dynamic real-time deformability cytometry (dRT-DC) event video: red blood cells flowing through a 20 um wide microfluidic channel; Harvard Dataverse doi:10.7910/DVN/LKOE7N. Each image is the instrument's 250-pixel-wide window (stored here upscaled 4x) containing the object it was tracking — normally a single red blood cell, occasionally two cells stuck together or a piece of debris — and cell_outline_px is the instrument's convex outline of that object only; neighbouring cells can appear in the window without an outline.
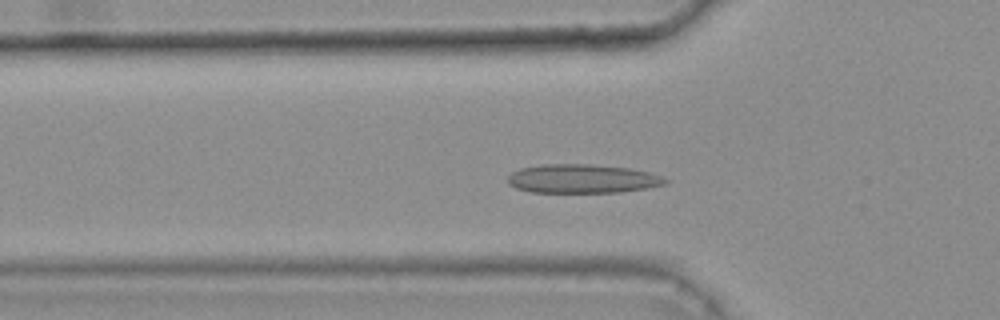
{"species": "common noctule bat (a hibernating species)", "species_latin": "Nyctalus noctula", "temperature_condition": "warm", "stored_images_in_passage": 42, "camera_frame_rate_fps": 3000, "um_per_image_px": 0.085, "animal": {"sex": "female", "body_mass_g": 25.1}, "frame": {"image": 1, "passage_image": 15, "time_ms": 4.667, "image_size_px": [1000, 320], "cell_outline_px": [[668, 180], [664, 184], [648, 188], [620, 192], [532, 192], [516, 188], [508, 184], [504, 180], [512, 172], [520, 168], [540, 164], [588, 164], [628, 168], [648, 172], [660, 176]], "centroid_in_image_um": [49.43, 15.19], "position_along_channel_um": 76.4, "area_um2": 26.47}}
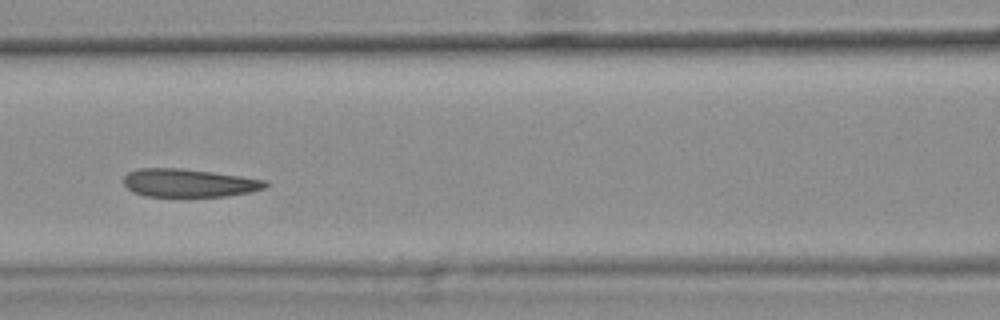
{"frame": {"image": 2, "passage_image": 21, "time_ms": 6.667, "image_size_px": [1000, 320], "cell_outline_px": [[268, 184], [264, 188], [248, 192], [228, 196], [144, 196], [132, 192], [124, 184], [124, 176], [128, 172], [140, 168], [180, 168], [212, 172], [268, 180]], "centroid_in_image_um": [16.04, 15.55], "position_along_channel_um": 150.6, "area_um2": 23.18}}
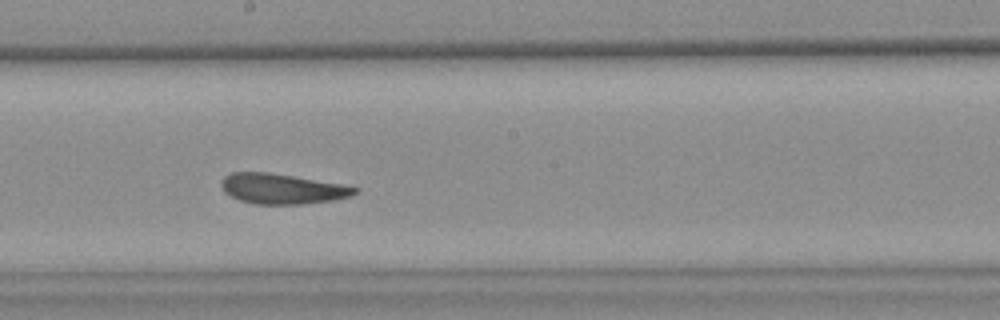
{"frame": {"image": 3, "passage_image": 27, "time_ms": 8.667, "image_size_px": [1000, 320], "cell_outline_px": [[360, 188], [352, 196], [332, 200], [300, 204], [252, 204], [240, 200], [224, 192], [220, 184], [220, 180], [224, 176], [232, 172], [268, 172], [344, 184]], "centroid_in_image_um": [23.97, 16.04], "position_along_channel_um": 224.2, "area_um2": 23.58}, "authors_computed_cell_mechanics": {"area_um2": 24.5072, "velocity_mm_per_s": 3.6948, "shape_relaxation_time_tau1_ms": 6.8771, "shape_relaxation_time_tau2_ms": 1.1917, "deformation_change_tau1": 0.1451, "deformation_change_tau2": 0.0733}}